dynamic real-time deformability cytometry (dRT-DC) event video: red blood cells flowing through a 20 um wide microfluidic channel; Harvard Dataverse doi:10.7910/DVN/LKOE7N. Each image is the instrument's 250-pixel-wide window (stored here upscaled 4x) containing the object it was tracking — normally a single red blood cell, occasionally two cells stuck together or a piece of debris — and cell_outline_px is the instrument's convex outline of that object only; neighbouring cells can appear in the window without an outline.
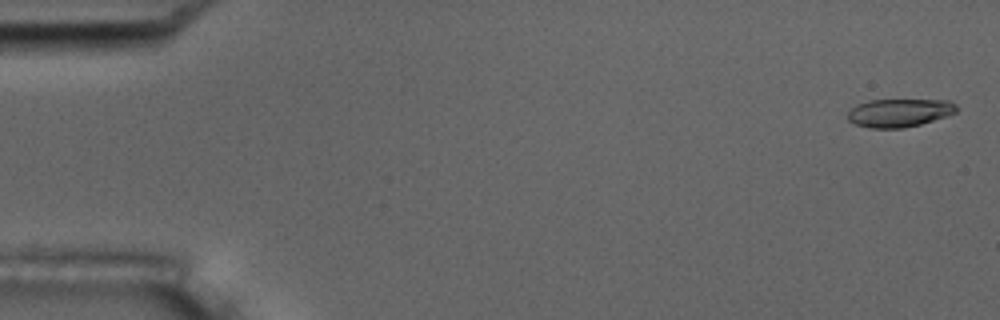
{"species": "common noctule bat (a hibernating species)", "species_latin": "Nyctalus noctula", "temperature_condition": "room temperature", "stored_images_in_passage": 7, "camera_frame_rate_fps": 3000, "um_per_image_px": 0.085, "animal": {"sex": "male", "body_mass_g": 17.5, "forearm_length_mm": 52.3}, "frame": {"image": 1, "passage_image": 1, "time_ms": 0.0, "image_size_px": [1000, 320], "cell_outline_px": [[956, 112], [920, 124], [904, 128], [868, 128], [856, 124], [848, 120], [848, 112], [856, 104], [868, 100], [948, 100], [956, 104]], "centroid_in_image_um": [76.4, 9.58], "position_along_channel_um": 8.6, "area_um2": 17.74}}
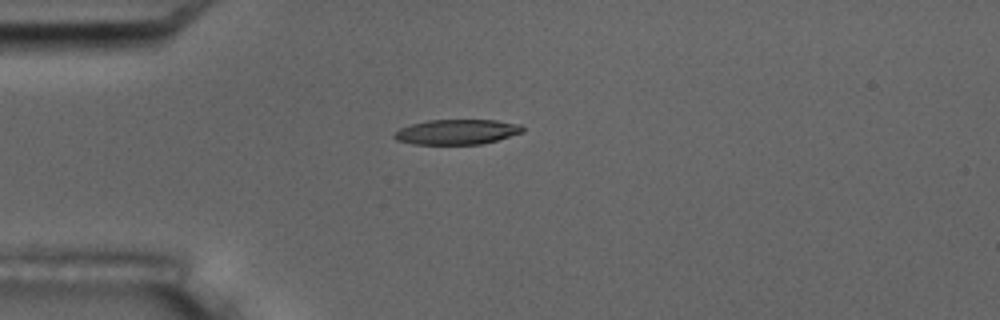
{"frame": {"image": 2, "passage_image": 4, "time_ms": 4.333, "image_size_px": [1000, 320], "cell_outline_px": [[524, 132], [496, 140], [480, 144], [412, 144], [396, 140], [392, 136], [400, 128], [412, 124], [428, 120], [496, 120], [520, 124], [524, 128]], "centroid_in_image_um": [38.83, 11.21], "position_along_channel_um": 46.2, "area_um2": 18.67}}